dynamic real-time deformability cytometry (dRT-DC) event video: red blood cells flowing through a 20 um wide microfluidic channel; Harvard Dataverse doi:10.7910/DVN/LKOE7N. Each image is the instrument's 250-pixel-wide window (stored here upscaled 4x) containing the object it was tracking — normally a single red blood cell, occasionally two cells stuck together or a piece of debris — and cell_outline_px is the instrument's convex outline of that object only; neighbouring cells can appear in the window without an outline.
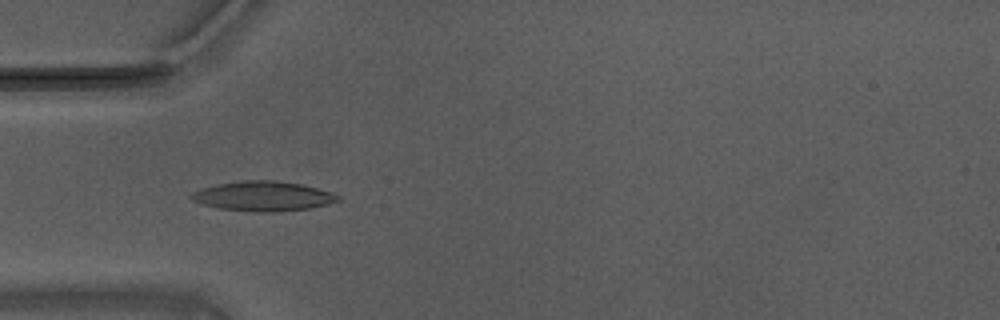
{"species": "Egyptian fruit bat (a non-hibernating species)", "species_latin": "Rousettus aegyptiacus", "temperature_condition": "warm", "stored_images_in_passage": 54, "camera_frame_rate_fps": 3000, "um_per_image_px": 0.085, "animal": {"sex": "male"}, "frame": {"image": 1, "passage_image": 16, "time_ms": 5.0, "image_size_px": [1000, 320], "cell_outline_px": [[340, 200], [328, 204], [308, 208], [276, 212], [256, 212], [220, 208], [204, 204], [192, 200], [188, 196], [192, 192], [200, 188], [216, 184], [244, 180], [272, 180], [300, 184], [332, 192], [340, 196]], "centroid_in_image_um": [22.34, 16.67], "position_along_channel_um": 62.7, "area_um2": 25.32}}
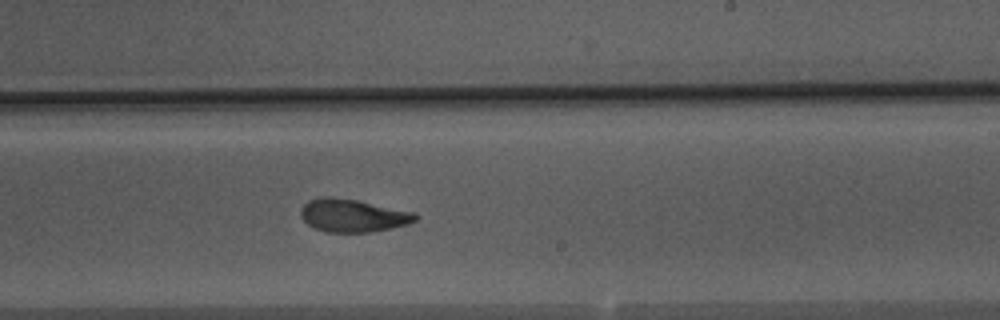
{"frame": {"image": 2, "passage_image": 32, "time_ms": 10.333, "image_size_px": [1000, 320], "cell_outline_px": [[420, 216], [416, 220], [408, 224], [392, 228], [372, 232], [328, 232], [316, 228], [308, 224], [300, 216], [300, 208], [308, 200], [324, 196], [328, 196], [356, 200], [416, 212]], "centroid_in_image_um": [30.01, 18.31], "position_along_channel_um": 259.0, "area_um2": 22.08}}
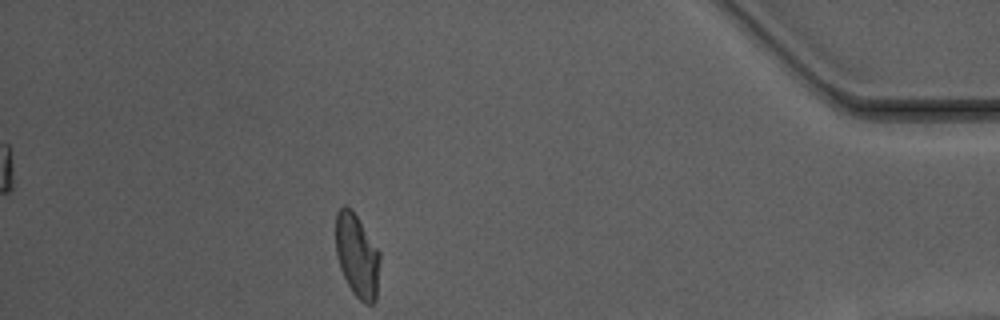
{"frame": {"image": 3, "passage_image": 48, "time_ms": 15.667, "image_size_px": [1000, 320], "cell_outline_px": [[380, 260], [376, 300], [372, 304], [364, 304], [352, 292], [340, 268], [336, 252], [336, 212], [344, 204], [352, 208], [380, 252]], "centroid_in_image_um": [30.36, 21.71], "position_along_channel_um": 404.8, "area_um2": 21.56}, "authors_computed_cell_mechanics": {"area_um2": 22.1952, "velocity_mm_per_s": 3.7088, "shape_relaxation_time_tau1_ms": 6.3598, "shape_relaxation_time_tau2_ms": 2.2625, "deformation_change_tau1": 0.1929, "deformation_change_tau2": 0.0793}}